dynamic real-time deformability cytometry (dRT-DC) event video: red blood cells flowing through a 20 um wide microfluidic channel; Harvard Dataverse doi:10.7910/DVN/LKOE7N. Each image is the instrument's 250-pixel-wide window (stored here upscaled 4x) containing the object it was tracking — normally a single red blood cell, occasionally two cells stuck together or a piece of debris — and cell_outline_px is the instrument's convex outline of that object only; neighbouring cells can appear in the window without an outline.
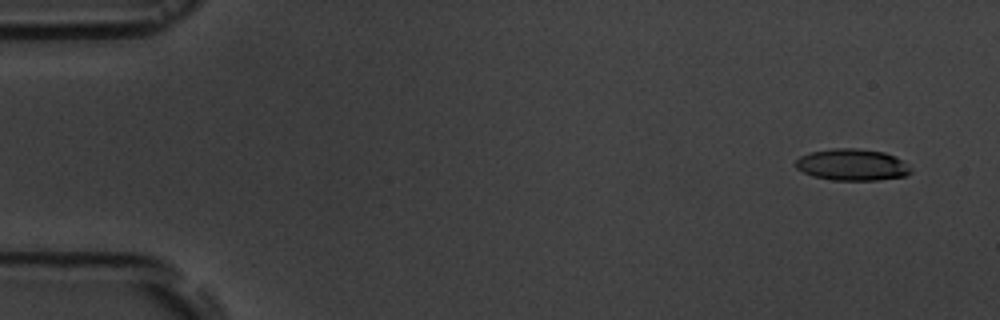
{"species": "common noctule bat (a hibernating species)", "species_latin": "Nyctalus noctula", "temperature_condition": "room temperature", "stored_images_in_passage": 5, "camera_frame_rate_fps": 3000, "um_per_image_px": 0.085, "animal": {"sex": "male", "body_mass_g": 19.5, "forearm_length_mm": 54.6}, "frame": {"image": 1, "passage_image": 1, "time_ms": 0.0, "image_size_px": [1000, 320], "cell_outline_px": [[912, 172], [904, 176], [880, 180], [832, 180], [812, 176], [796, 168], [796, 160], [800, 156], [812, 152], [832, 148], [856, 148], [884, 152], [896, 156], [908, 164], [912, 168]], "centroid_in_image_um": [72.47, 14.0], "position_along_channel_um": 12.5, "area_um2": 21.33}}
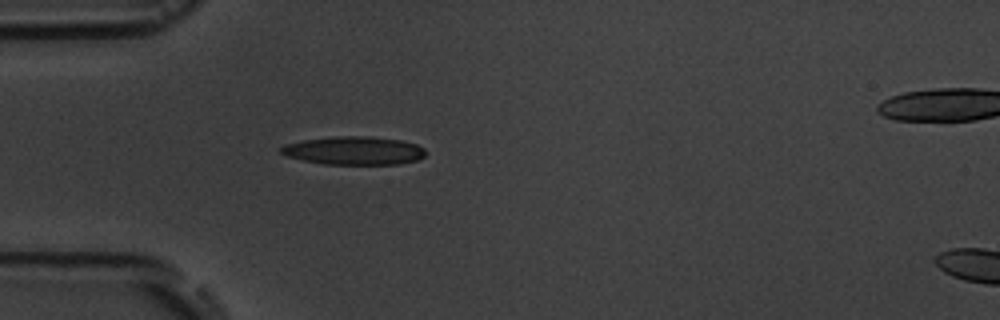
{"frame": {"image": 2, "passage_image": 4, "time_ms": 4.333, "image_size_px": [1000, 320], "cell_outline_px": [[424, 156], [416, 160], [400, 164], [324, 164], [304, 160], [288, 156], [280, 152], [280, 148], [284, 144], [304, 140], [336, 136], [368, 136], [404, 140], [416, 144], [424, 148]], "centroid_in_image_um": [30.1, 12.79], "position_along_channel_um": 54.9, "area_um2": 23.76}}